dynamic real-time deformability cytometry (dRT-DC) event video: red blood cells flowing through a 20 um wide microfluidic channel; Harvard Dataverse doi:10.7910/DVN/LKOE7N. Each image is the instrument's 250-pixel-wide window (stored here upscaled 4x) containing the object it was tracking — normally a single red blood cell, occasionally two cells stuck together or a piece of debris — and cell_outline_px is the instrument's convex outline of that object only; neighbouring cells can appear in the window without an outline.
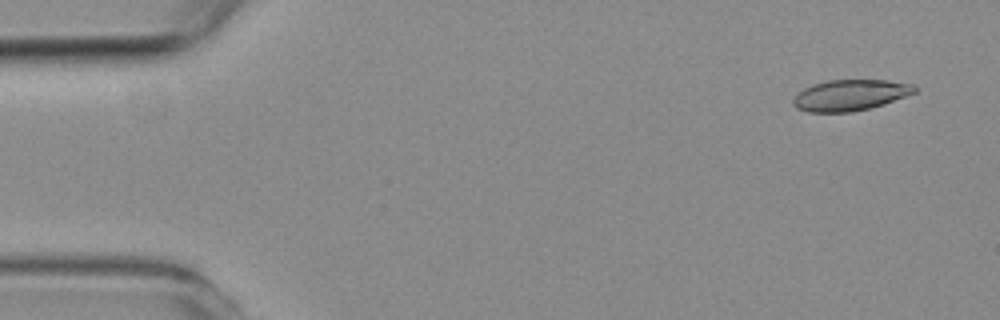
{"species": "common noctule bat (a hibernating species)", "species_latin": "Nyctalus noctula", "temperature_condition": "room temperature", "stored_images_in_passage": 53, "camera_frame_rate_fps": 3000, "um_per_image_px": 0.085, "animal": {"sex": "female", "body_mass_g": 19.3, "forearm_length_mm": 54.1}, "frame": {"image": 1, "passage_image": 3, "time_ms": 0.667, "image_size_px": [1000, 320], "cell_outline_px": [[916, 92], [884, 104], [852, 112], [808, 112], [796, 108], [792, 104], [792, 100], [804, 88], [812, 84], [828, 80], [888, 80], [912, 84], [916, 88]], "centroid_in_image_um": [72.25, 8.09], "position_along_channel_um": 12.8, "area_um2": 21.85}}
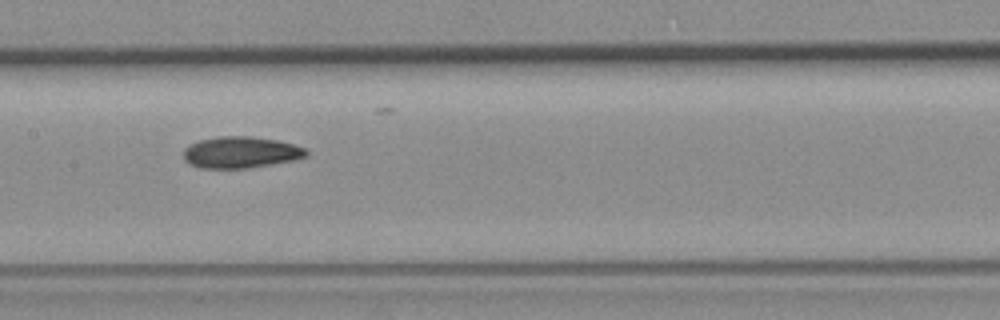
{"frame": {"image": 2, "passage_image": 27, "time_ms": 8.667, "image_size_px": [1000, 320], "cell_outline_px": [[308, 156], [292, 160], [248, 168], [200, 168], [188, 164], [184, 160], [184, 148], [200, 140], [216, 136], [248, 136], [280, 140], [304, 148], [308, 152]], "centroid_in_image_um": [20.44, 12.94], "position_along_channel_um": 187.0, "area_um2": 22.48}}
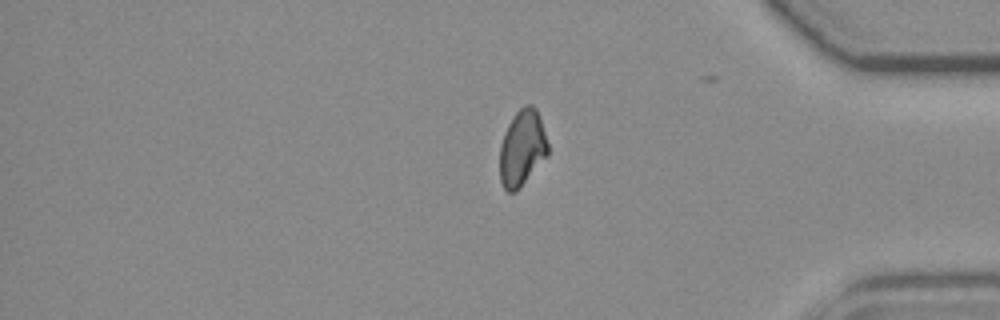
{"frame": {"image": 3, "passage_image": 46, "time_ms": 15.0, "image_size_px": [1000, 320], "cell_outline_px": [[548, 156], [520, 188], [516, 192], [508, 192], [504, 188], [500, 180], [500, 144], [504, 132], [508, 124], [516, 112], [524, 104], [532, 104], [536, 108], [548, 144]], "centroid_in_image_um": [44.38, 12.6], "position_along_channel_um": 390.8, "area_um2": 21.44}}